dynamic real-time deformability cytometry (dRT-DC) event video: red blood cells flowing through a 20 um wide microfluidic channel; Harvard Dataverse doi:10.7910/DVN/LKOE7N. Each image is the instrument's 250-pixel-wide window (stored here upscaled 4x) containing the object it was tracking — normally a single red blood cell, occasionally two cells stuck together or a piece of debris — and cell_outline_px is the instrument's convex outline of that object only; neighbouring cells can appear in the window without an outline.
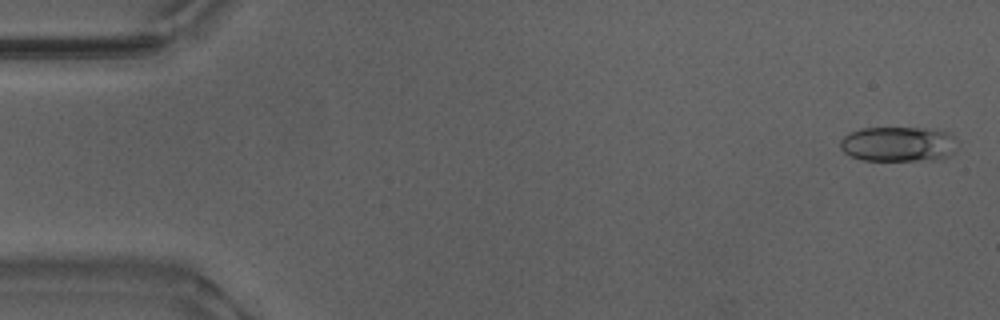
{"species": "Egyptian fruit bat (a non-hibernating species)", "species_latin": "Rousettus aegyptiacus", "temperature_condition": "warm", "stored_images_in_passage": 52, "camera_frame_rate_fps": 3000, "um_per_image_px": 0.085, "animal": {"sex": "male"}, "frame": {"image": 1, "passage_image": 2, "time_ms": 0.333, "image_size_px": [1000, 320], "cell_outline_px": [[952, 152], [948, 156], [940, 160], [864, 160], [852, 156], [844, 152], [840, 148], [840, 140], [848, 132], [860, 128], [936, 128], [948, 132], [952, 136]], "centroid_in_image_um": [76.3, 12.24], "position_along_channel_um": 8.7, "area_um2": 23.81}}
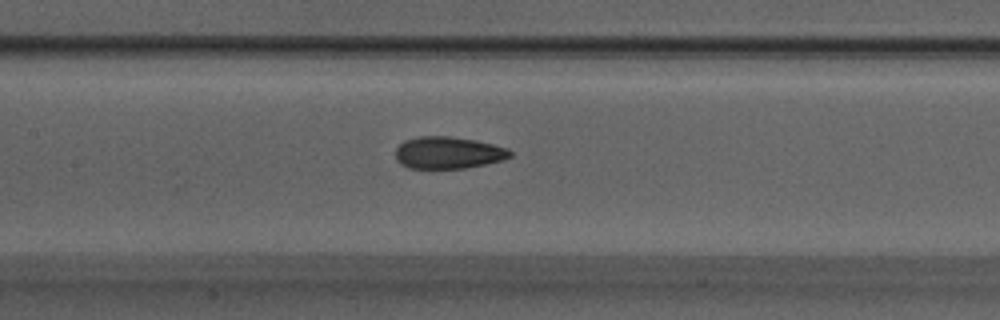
{"frame": {"image": 2, "passage_image": 25, "time_ms": 8.0, "image_size_px": [1000, 320], "cell_outline_px": [[512, 156], [504, 160], [464, 168], [408, 168], [400, 164], [396, 160], [396, 148], [404, 140], [420, 136], [448, 136], [476, 140], [508, 148], [512, 152]], "centroid_in_image_um": [38.09, 12.98], "position_along_channel_um": 169.3, "area_um2": 21.44}}
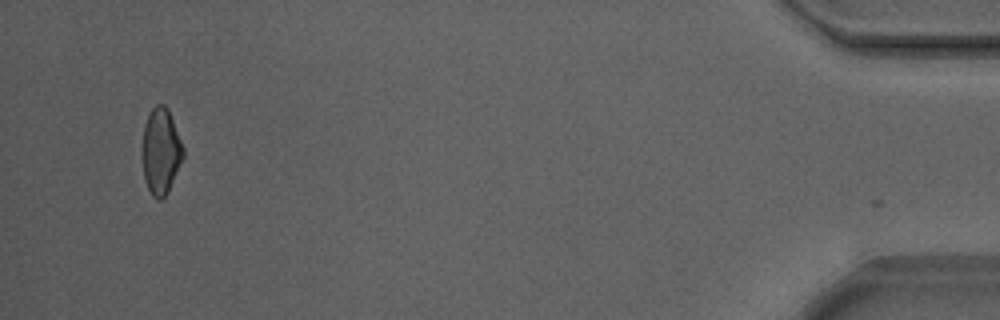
{"frame": {"image": 3, "passage_image": 51, "time_ms": 16.667, "image_size_px": [1000, 320], "cell_outline_px": [[184, 156], [168, 192], [160, 200], [156, 200], [152, 196], [144, 180], [140, 156], [140, 148], [144, 124], [152, 108], [156, 104], [164, 104], [168, 108], [184, 148]], "centroid_in_image_um": [13.63, 12.86], "position_along_channel_um": 421.6, "area_um2": 21.1}, "authors_computed_cell_mechanics": {"area_um2": 21.4727, "velocity_mm_per_s": 3.8809, "shape_relaxation_time_tau1_ms": null, "shape_relaxation_time_tau2_ms": 2.2999, "deformation_change_tau1": null, "deformation_change_tau2": 0.0912}}